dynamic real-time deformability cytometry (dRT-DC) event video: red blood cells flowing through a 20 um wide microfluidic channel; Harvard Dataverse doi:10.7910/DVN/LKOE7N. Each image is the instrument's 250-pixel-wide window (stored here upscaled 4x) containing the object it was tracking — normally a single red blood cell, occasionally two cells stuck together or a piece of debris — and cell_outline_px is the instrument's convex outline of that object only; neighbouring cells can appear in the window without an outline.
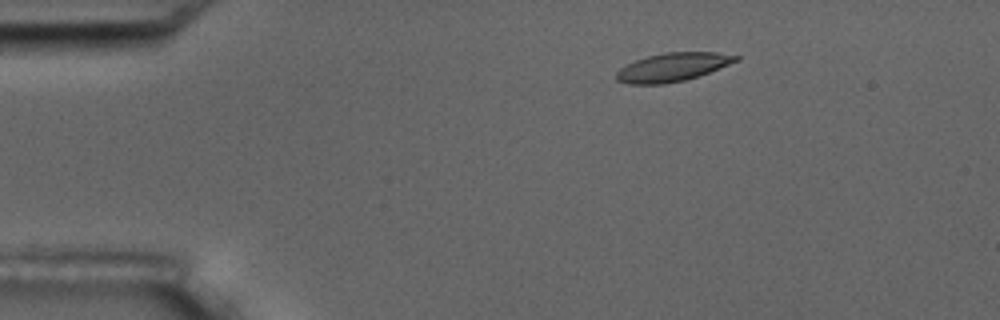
{"species": "common noctule bat (a hibernating species)", "species_latin": "Nyctalus noctula", "temperature_condition": "room temperature", "stored_images_in_passage": 4, "camera_frame_rate_fps": 3000, "um_per_image_px": 0.085, "animal": {"sex": "male", "body_mass_g": 17.5, "forearm_length_mm": 52.3}, "frame": {"image": 1, "passage_image": 2, "time_ms": 2.0, "image_size_px": [1000, 320], "cell_outline_px": [[740, 60], [708, 72], [684, 80], [664, 84], [628, 84], [616, 80], [616, 72], [620, 68], [636, 60], [648, 56], [664, 52], [716, 52], [740, 56]], "centroid_in_image_um": [57.16, 5.7], "position_along_channel_um": 27.8, "area_um2": 19.65}}